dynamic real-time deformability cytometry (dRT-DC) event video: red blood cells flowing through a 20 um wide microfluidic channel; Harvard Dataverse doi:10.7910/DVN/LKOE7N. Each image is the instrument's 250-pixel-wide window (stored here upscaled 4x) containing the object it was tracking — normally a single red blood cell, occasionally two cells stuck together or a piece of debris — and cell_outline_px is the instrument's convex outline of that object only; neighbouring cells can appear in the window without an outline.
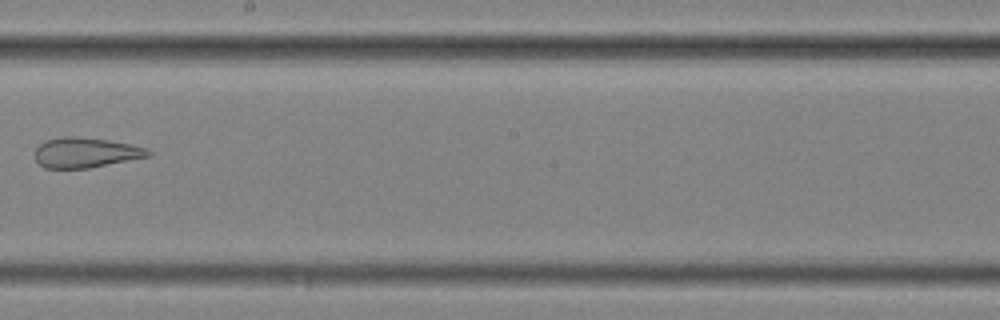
{"species": "common noctule bat (a hibernating species)", "species_latin": "Nyctalus noctula", "temperature_condition": "cold", "stored_images_in_passage": 10, "camera_frame_rate_fps": 3000, "um_per_image_px": 0.085, "animal": {"sex": "female", "body_mass_g": 25.1}, "frame": {"image": 1, "passage_image": 9, "time_ms": 2.667, "image_size_px": [1000, 320], "cell_outline_px": [[152, 156], [88, 168], [44, 168], [36, 160], [36, 148], [40, 144], [48, 140], [64, 136], [76, 136], [108, 140], [148, 148], [152, 152]], "centroid_in_image_um": [7.32, 12.97], "position_along_channel_um": 240.9, "area_um2": 19.77}}